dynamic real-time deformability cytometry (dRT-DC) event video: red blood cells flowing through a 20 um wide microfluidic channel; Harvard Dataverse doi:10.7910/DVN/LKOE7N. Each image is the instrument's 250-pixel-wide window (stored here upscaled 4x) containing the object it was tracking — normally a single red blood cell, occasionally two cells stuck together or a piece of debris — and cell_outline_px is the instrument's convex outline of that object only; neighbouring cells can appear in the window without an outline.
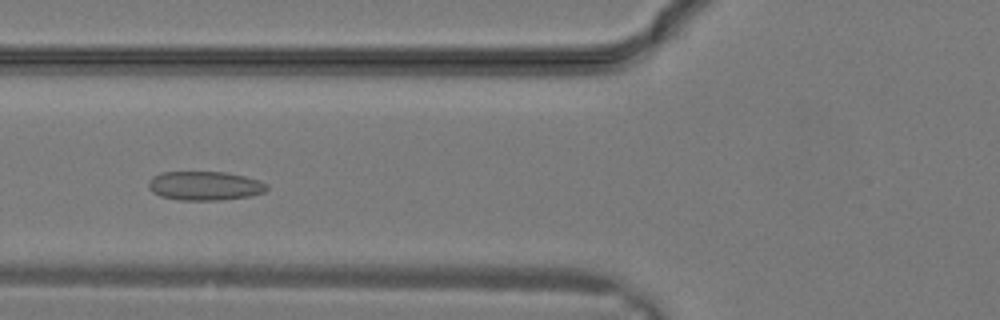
{"species": "common noctule bat (a hibernating species)", "species_latin": "Nyctalus noctula", "temperature_condition": "warm", "stored_images_in_passage": 21, "camera_frame_rate_fps": 3000, "um_per_image_px": 0.085, "animal": {"sex": "male", "body_mass_g": 19.2, "forearm_length_mm": 51.8}, "frame": {"image": 1, "passage_image": 7, "time_ms": 2.0, "image_size_px": [1000, 320], "cell_outline_px": [[268, 188], [264, 192], [252, 196], [220, 200], [180, 200], [160, 196], [152, 192], [148, 188], [148, 180], [152, 176], [160, 172], [224, 172], [244, 176], [260, 180], [268, 184]], "centroid_in_image_um": [17.4, 15.79], "position_along_channel_um": 108.4, "area_um2": 20.23}}
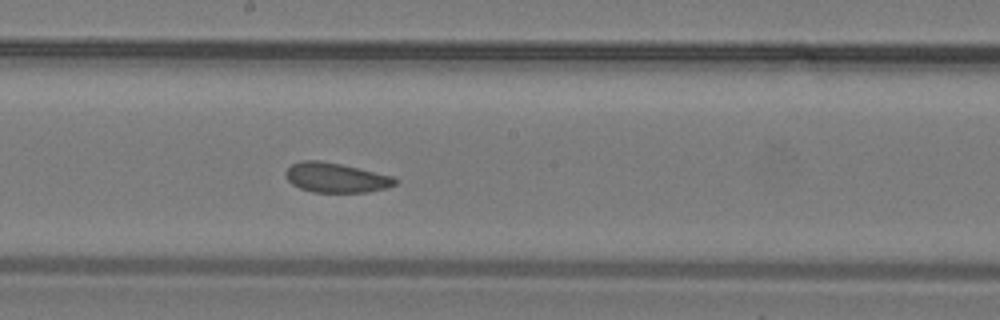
{"frame": {"image": 2, "passage_image": 12, "time_ms": 3.667, "image_size_px": [1000, 320], "cell_outline_px": [[400, 180], [396, 184], [388, 188], [368, 192], [312, 192], [300, 188], [292, 184], [284, 176], [284, 172], [292, 164], [304, 160], [320, 160], [340, 164], [392, 176]], "centroid_in_image_um": [28.55, 15.11], "position_along_channel_um": 219.6, "area_um2": 18.96}}
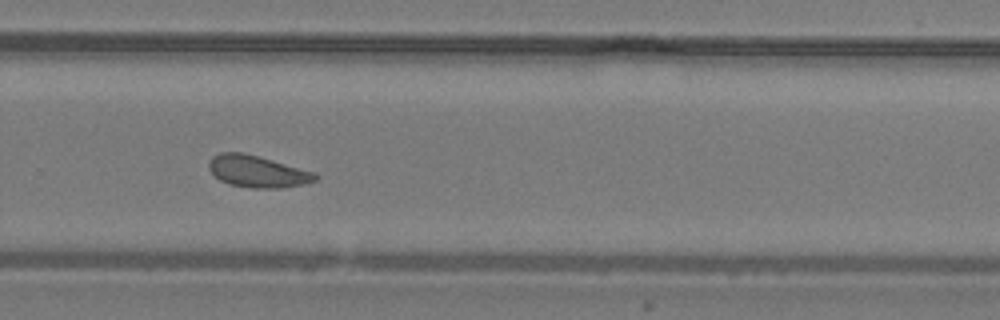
{"frame": {"image": 3, "passage_image": 16, "time_ms": 5.0, "image_size_px": [1000, 320], "cell_outline_px": [[320, 176], [316, 180], [304, 184], [284, 188], [252, 188], [228, 184], [220, 180], [208, 168], [208, 164], [212, 156], [220, 152], [244, 152], [316, 172]], "centroid_in_image_um": [21.9, 14.57], "position_along_channel_um": 307.9, "area_um2": 19.94}}